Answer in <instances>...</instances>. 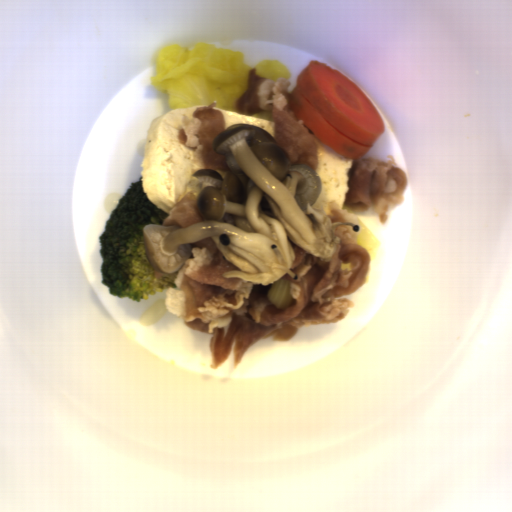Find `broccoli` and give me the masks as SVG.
<instances>
[{"label":"broccoli","instance_id":"1","mask_svg":"<svg viewBox=\"0 0 512 512\" xmlns=\"http://www.w3.org/2000/svg\"><path fill=\"white\" fill-rule=\"evenodd\" d=\"M169 215L150 202L142 177L131 181L109 213L98 238L100 279L109 295L141 303L167 288L178 289L168 273L155 276L143 238L145 225H162Z\"/></svg>","mask_w":512,"mask_h":512}]
</instances>
